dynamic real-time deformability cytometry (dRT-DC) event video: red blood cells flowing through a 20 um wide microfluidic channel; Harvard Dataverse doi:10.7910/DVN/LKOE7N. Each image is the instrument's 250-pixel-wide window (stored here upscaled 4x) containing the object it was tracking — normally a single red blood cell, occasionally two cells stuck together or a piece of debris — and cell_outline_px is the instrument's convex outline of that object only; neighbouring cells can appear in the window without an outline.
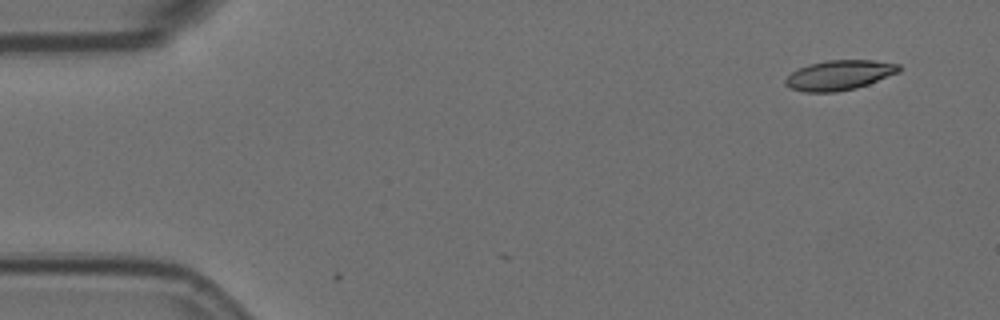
{"species": "Egyptian fruit bat (a non-hibernating species)", "species_latin": "Rousettus aegyptiacus", "temperature_condition": "room temperature", "stored_images_in_passage": 5, "camera_frame_rate_fps": 3000, "um_per_image_px": 0.085, "animal": {"sex": "female"}, "frame": {"image": 1, "passage_image": 1, "time_ms": 0.0, "image_size_px": [1000, 320], "cell_outline_px": [[900, 72], [868, 84], [856, 88], [836, 92], [804, 92], [788, 88], [784, 84], [784, 80], [792, 72], [808, 64], [828, 60], [872, 60], [900, 64]], "centroid_in_image_um": [71.33, 6.39], "position_along_channel_um": 13.7, "area_um2": 19.83}}
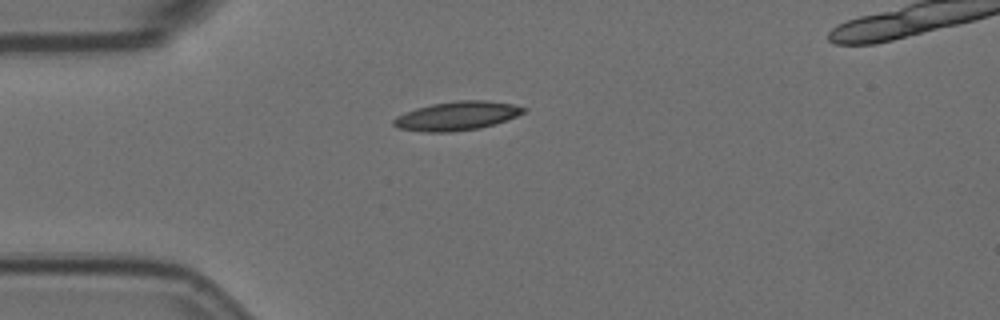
{"frame": {"image": 2, "passage_image": 4, "time_ms": 1.0, "image_size_px": [1000, 320], "cell_outline_px": [[528, 108], [524, 112], [508, 120], [496, 124], [480, 128], [452, 132], [424, 132], [400, 128], [392, 124], [392, 120], [396, 116], [416, 108], [432, 104], [456, 100], [484, 100], [512, 104]], "centroid_in_image_um": [38.85, 9.85], "position_along_channel_um": 46.2, "area_um2": 21.91}}